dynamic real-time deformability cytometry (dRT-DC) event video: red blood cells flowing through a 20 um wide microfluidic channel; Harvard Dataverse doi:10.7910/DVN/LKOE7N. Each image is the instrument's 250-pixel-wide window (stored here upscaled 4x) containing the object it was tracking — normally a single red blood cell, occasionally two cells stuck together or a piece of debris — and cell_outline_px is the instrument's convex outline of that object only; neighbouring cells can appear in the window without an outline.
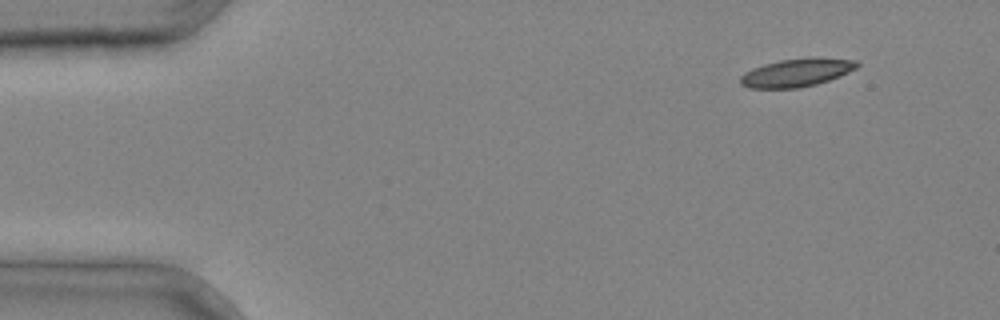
{"species": "common noctule bat (a hibernating species)", "species_latin": "Nyctalus noctula", "temperature_condition": "cold", "stored_images_in_passage": 3, "camera_frame_rate_fps": 3000, "um_per_image_px": 0.085, "animal": {"sex": "male", "body_mass_g": 20.4}, "frame": {"image": 1, "passage_image": 1, "time_ms": 0.0, "image_size_px": [1000, 320], "cell_outline_px": [[860, 64], [856, 68], [840, 76], [816, 84], [800, 88], [748, 88], [740, 84], [740, 76], [744, 72], [752, 68], [764, 64], [780, 60], [856, 60]], "centroid_in_image_um": [67.61, 6.23], "position_along_channel_um": 17.4, "area_um2": 18.26}}
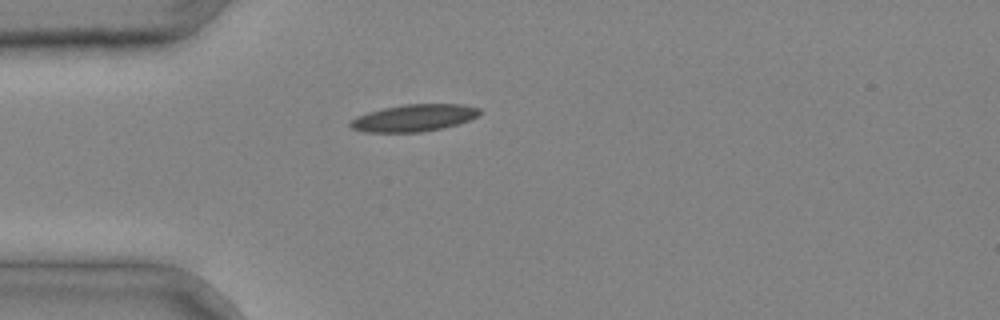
{"frame": {"image": 2, "passage_image": 3, "time_ms": 0.667, "image_size_px": [1000, 320], "cell_outline_px": [[480, 112], [476, 116], [468, 120], [456, 124], [440, 128], [420, 132], [364, 132], [352, 128], [348, 124], [356, 116], [368, 112], [384, 108], [404, 104], [460, 104], [480, 108]], "centroid_in_image_um": [35.14, 10.02], "position_along_channel_um": 49.9, "area_um2": 20.11}}